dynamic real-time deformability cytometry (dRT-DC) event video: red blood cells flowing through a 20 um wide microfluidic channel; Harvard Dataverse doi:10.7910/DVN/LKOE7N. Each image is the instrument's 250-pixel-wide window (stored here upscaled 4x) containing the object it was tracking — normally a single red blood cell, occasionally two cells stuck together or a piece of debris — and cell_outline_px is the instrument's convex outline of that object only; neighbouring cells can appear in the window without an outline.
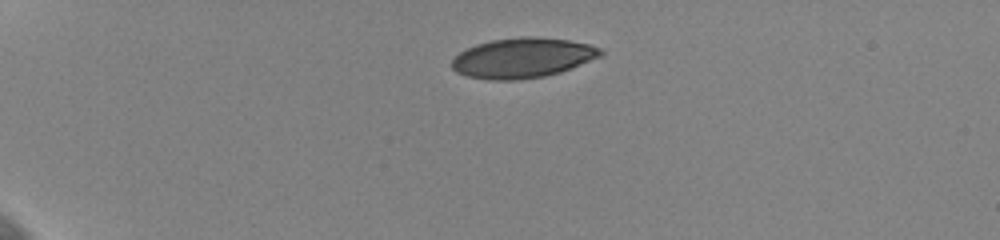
{"species": "human", "species_latin": "Homo sapiens", "temperature_condition": "cold", "stored_images_in_passage": 39, "camera_frame_rate_fps": 3000, "um_per_image_px": 0.085, "donor": {"sex": "female"}, "frame": {"image": 1, "passage_image": 1, "time_ms": 0.0, "image_size_px": [1000, 240], "cell_outline_px": [[604, 56], [560, 72], [544, 76], [516, 80], [488, 80], [468, 76], [456, 72], [452, 68], [452, 60], [460, 52], [476, 44], [492, 40], [524, 36], [532, 36], [568, 40], [588, 44], [600, 48], [604, 52]], "centroid_in_image_um": [44.45, 4.92], "position_along_channel_um": 40.6, "area_um2": 34.68}}
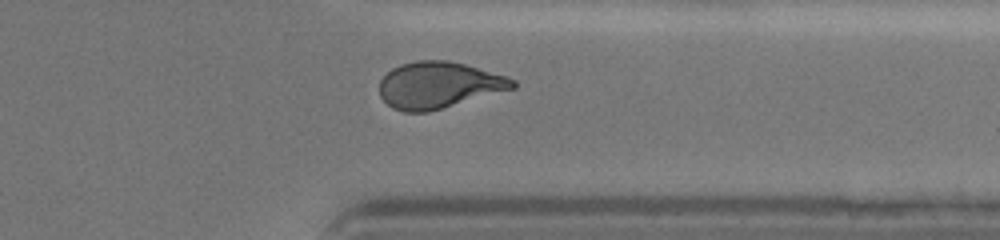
{"frame": {"image": 2, "passage_image": 34, "time_ms": 11.0, "image_size_px": [1000, 240], "cell_outline_px": [[516, 88], [428, 112], [404, 112], [392, 108], [380, 96], [380, 80], [392, 68], [400, 64], [416, 60], [448, 60], [464, 64], [508, 76], [516, 80]], "centroid_in_image_um": [37.3, 7.23], "position_along_channel_um": 374.1, "area_um2": 36.18}, "authors_computed_cell_mechanics": {"area_um2": 36.2984, "velocity_mm_per_s": 3.6375, "shape_relaxation_time_tau1_ms": 7.4955, "shape_relaxation_time_tau2_ms": 1.3854, "deformation_change_tau1": 0.2029, "deformation_change_tau2": 0.0766}}